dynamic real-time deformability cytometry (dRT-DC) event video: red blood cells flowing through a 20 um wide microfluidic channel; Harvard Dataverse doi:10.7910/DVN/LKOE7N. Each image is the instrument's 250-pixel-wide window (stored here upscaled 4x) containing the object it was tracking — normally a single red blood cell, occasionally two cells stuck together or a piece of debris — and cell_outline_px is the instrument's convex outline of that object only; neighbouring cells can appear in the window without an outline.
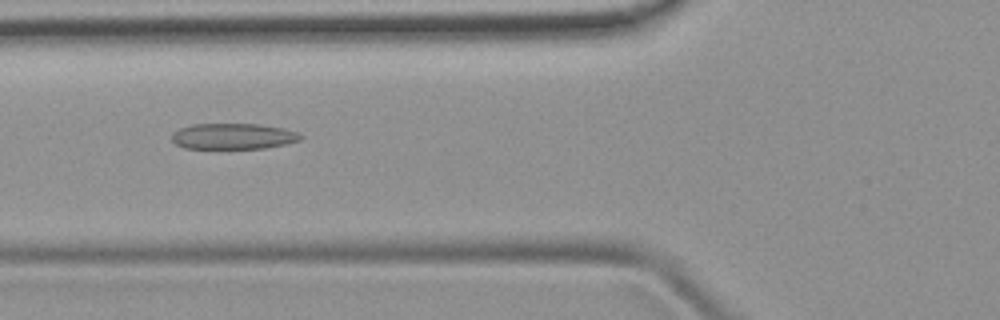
{"species": "common noctule bat (a hibernating species)", "species_latin": "Nyctalus noctula", "temperature_condition": "room temperature", "stored_images_in_passage": 41, "camera_frame_rate_fps": 3000, "um_per_image_px": 0.085, "animal": {"sex": "female", "body_mass_g": 19.9}, "frame": {"image": 1, "passage_image": 11, "time_ms": 3.333, "image_size_px": [1000, 320], "cell_outline_px": [[304, 136], [300, 140], [284, 144], [264, 148], [184, 148], [176, 144], [172, 140], [172, 132], [180, 128], [192, 124], [260, 124], [284, 128], [296, 132]], "centroid_in_image_um": [19.81, 11.57], "position_along_channel_um": 106.0, "area_um2": 19.36}}
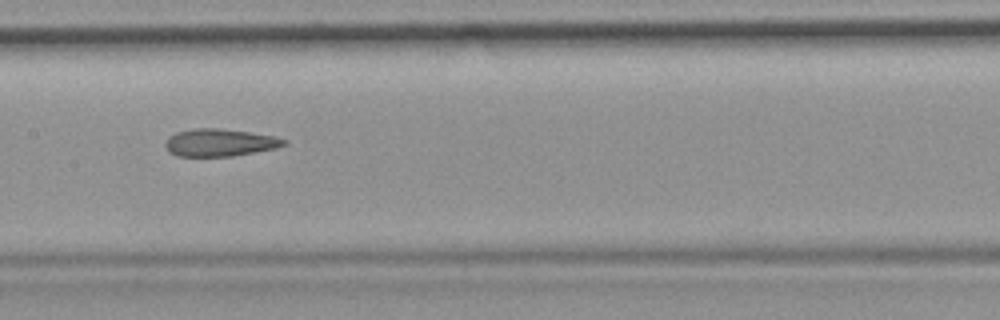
{"frame": {"image": 2, "passage_image": 17, "time_ms": 5.333, "image_size_px": [1000, 320], "cell_outline_px": [[288, 144], [276, 148], [232, 156], [176, 156], [168, 152], [164, 144], [168, 136], [176, 132], [196, 128], [216, 128], [248, 132], [272, 136], [288, 140]], "centroid_in_image_um": [18.64, 12.12], "position_along_channel_um": 188.8, "area_um2": 18.96}}
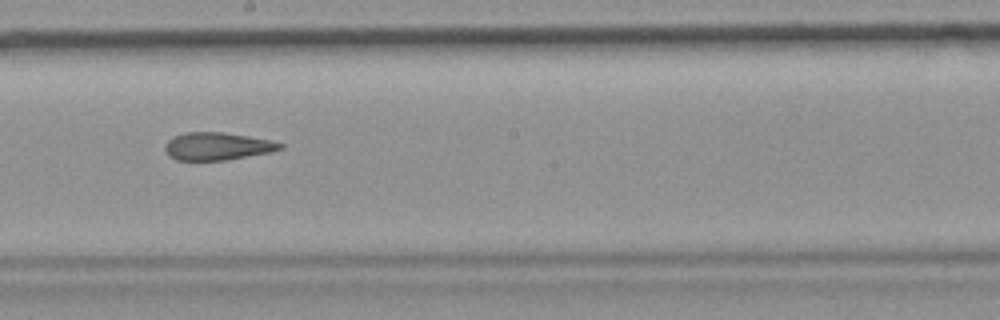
{"frame": {"image": 3, "passage_image": 20, "time_ms": 6.333, "image_size_px": [1000, 320], "cell_outline_px": [[284, 148], [272, 152], [228, 160], [176, 160], [168, 156], [164, 148], [168, 140], [172, 136], [188, 132], [224, 132], [272, 140], [284, 144]], "centroid_in_image_um": [18.49, 12.43], "position_along_channel_um": 229.7, "area_um2": 18.79}}